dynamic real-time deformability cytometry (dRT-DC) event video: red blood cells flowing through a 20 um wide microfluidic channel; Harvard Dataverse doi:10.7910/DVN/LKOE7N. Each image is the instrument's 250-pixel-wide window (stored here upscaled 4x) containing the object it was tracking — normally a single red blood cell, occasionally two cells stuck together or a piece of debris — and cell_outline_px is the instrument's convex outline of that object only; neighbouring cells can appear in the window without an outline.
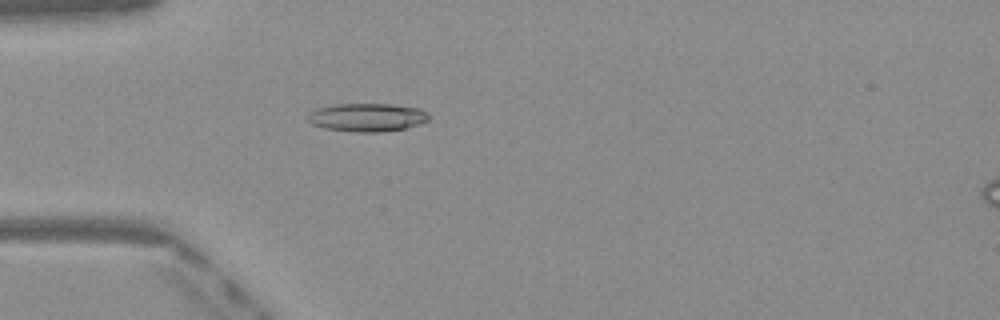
{"species": "Egyptian fruit bat (a non-hibernating species)", "species_latin": "Rousettus aegyptiacus", "temperature_condition": "warm", "stored_images_in_passage": 49, "camera_frame_rate_fps": 3000, "um_per_image_px": 0.085, "frame": {"image": 1, "passage_image": 14, "time_ms": 4.333, "image_size_px": [1000, 320], "cell_outline_px": [[432, 116], [428, 120], [420, 124], [404, 128], [380, 132], [352, 132], [324, 128], [312, 124], [304, 120], [308, 112], [316, 108], [336, 104], [392, 104], [420, 108]], "centroid_in_image_um": [31.17, 9.97], "position_along_channel_um": 53.8, "area_um2": 20.29}}
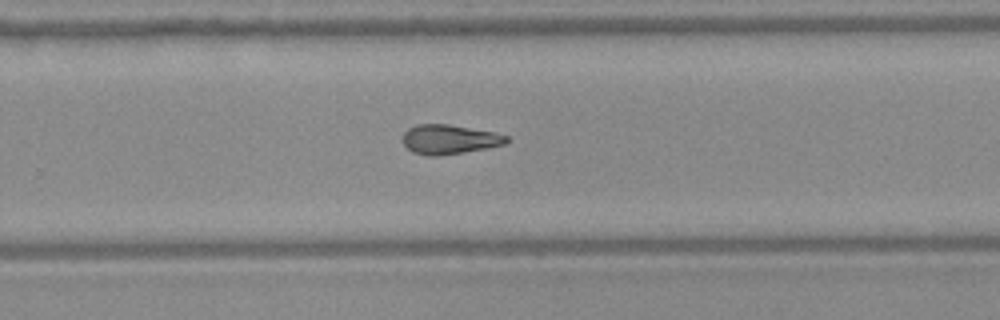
{"frame": {"image": 2, "passage_image": 32, "time_ms": 10.333, "image_size_px": [1000, 320], "cell_outline_px": [[508, 140], [504, 144], [464, 152], [440, 156], [428, 156], [412, 152], [404, 144], [404, 132], [408, 128], [416, 124], [448, 124], [492, 132], [508, 136]], "centroid_in_image_um": [38.15, 11.85], "position_along_channel_um": 291.6, "area_um2": 17.57}}
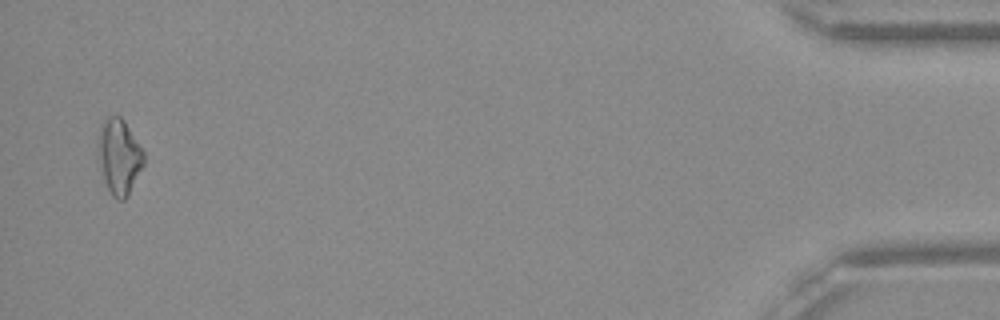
{"frame": {"image": 3, "passage_image": 48, "time_ms": 15.667, "image_size_px": [1000, 320], "cell_outline_px": [[144, 164], [128, 196], [124, 200], [116, 200], [112, 196], [100, 172], [96, 156], [96, 144], [100, 124], [104, 116], [120, 116], [124, 120], [144, 152]], "centroid_in_image_um": [10.07, 13.29], "position_along_channel_um": 425.1, "area_um2": 20.69}, "authors_computed_cell_mechanics": {"area_um2": 18.2648, "velocity_mm_per_s": 4.0847, "shape_relaxation_time_tau1_ms": null, "shape_relaxation_time_tau2_ms": 6.6683, "deformation_change_tau1": null, "deformation_change_tau2": 0.1623}}